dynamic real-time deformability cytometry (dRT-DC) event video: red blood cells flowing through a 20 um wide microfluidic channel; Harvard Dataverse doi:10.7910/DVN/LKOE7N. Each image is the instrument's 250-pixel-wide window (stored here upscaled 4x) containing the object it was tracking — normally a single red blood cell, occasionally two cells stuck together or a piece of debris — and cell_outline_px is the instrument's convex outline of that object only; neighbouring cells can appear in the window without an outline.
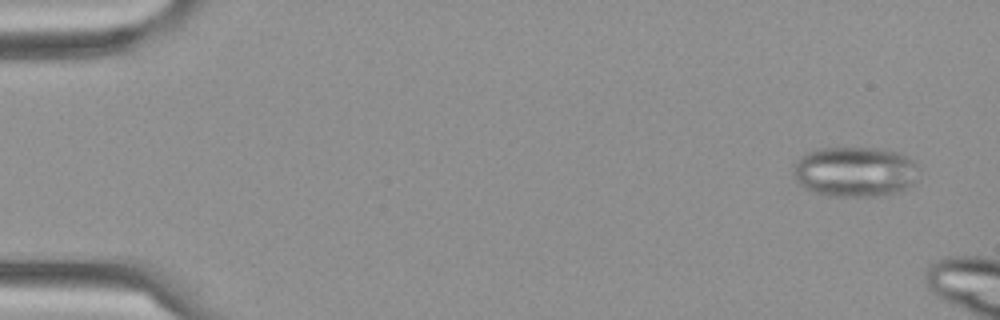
{"species": "Egyptian fruit bat (a non-hibernating species)", "species_latin": "Rousettus aegyptiacus", "temperature_condition": "cold", "stored_images_in_passage": 4, "camera_frame_rate_fps": 3000, "um_per_image_px": 0.085, "frame": {"image": 1, "passage_image": 1, "time_ms": 0.0, "image_size_px": [1000, 320], "cell_outline_px": [[916, 180], [912, 184], [900, 192], [872, 196], [832, 196], [816, 192], [800, 184], [796, 180], [796, 164], [804, 152], [816, 148], [872, 148], [896, 152], [912, 160]], "centroid_in_image_um": [72.65, 14.59], "position_along_channel_um": 12.4, "area_um2": 35.89}}